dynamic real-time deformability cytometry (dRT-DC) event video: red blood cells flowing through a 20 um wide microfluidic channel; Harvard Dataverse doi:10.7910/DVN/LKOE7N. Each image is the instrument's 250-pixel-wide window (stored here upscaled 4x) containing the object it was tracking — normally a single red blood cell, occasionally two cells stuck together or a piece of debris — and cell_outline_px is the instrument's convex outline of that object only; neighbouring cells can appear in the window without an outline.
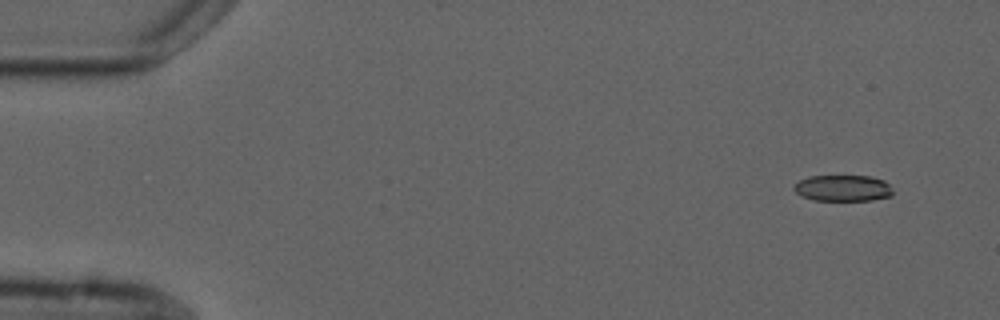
{"species": "common noctule bat (a hibernating species)", "species_latin": "Nyctalus noctula", "temperature_condition": "cold", "stored_images_in_passage": 4, "camera_frame_rate_fps": 3000, "um_per_image_px": 0.085, "animal": {"sex": "male", "forearm_length_mm": 52.5}, "frame": {"image": 1, "passage_image": 1, "time_ms": 0.0, "image_size_px": [1000, 320], "cell_outline_px": [[892, 196], [872, 200], [812, 200], [800, 196], [792, 188], [800, 180], [808, 176], [872, 176], [884, 180], [892, 188]], "centroid_in_image_um": [71.65, 15.99], "position_along_channel_um": 13.4, "area_um2": 15.2}}
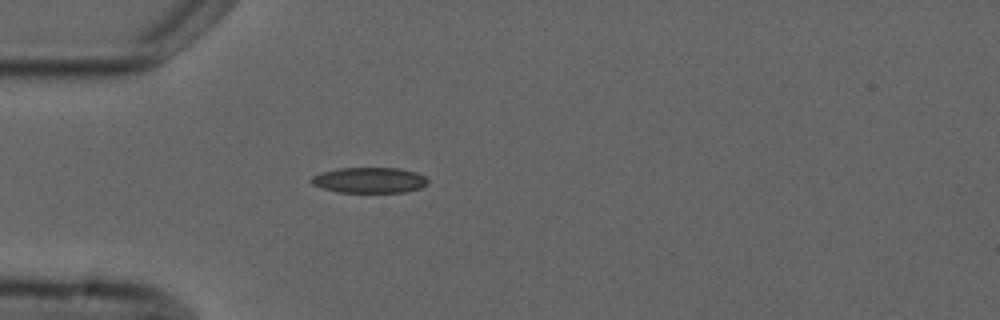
{"frame": {"image": 2, "passage_image": 4, "time_ms": 4.0, "image_size_px": [1000, 320], "cell_outline_px": [[428, 184], [420, 188], [404, 192], [336, 192], [312, 184], [308, 180], [312, 176], [320, 172], [340, 168], [400, 168], [416, 172], [424, 176], [428, 180]], "centroid_in_image_um": [31.39, 15.31], "position_along_channel_um": 53.6, "area_um2": 17.46}}